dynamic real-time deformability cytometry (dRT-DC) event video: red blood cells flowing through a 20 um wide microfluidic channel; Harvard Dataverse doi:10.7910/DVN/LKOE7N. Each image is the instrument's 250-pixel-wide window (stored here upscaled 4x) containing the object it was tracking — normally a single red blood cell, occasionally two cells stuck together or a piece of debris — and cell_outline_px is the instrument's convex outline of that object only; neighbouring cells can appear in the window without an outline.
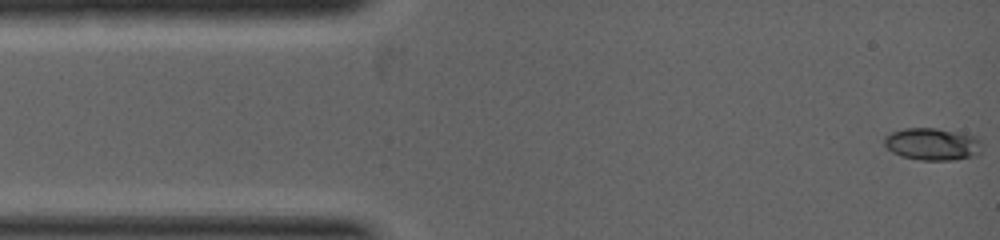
{"species": "common noctule bat (a hibernating species)", "species_latin": "Nyctalus noctula", "temperature_condition": "warm", "stored_images_in_passage": 3, "camera_frame_rate_fps": 5000, "um_per_image_px": 0.085, "animal": {"sex": "female", "body_mass_g": 19.0, "forearm_length_mm": 53.3}, "frame": {"image": 1, "passage_image": 1, "time_ms": 0.0, "image_size_px": [1000, 240], "cell_outline_px": [[980, 152], [976, 156], [952, 160], [920, 160], [900, 156], [892, 152], [884, 144], [884, 136], [892, 132], [904, 128], [936, 128], [976, 136], [980, 140]], "centroid_in_image_um": [79.23, 12.25], "position_along_channel_um": 5.8, "area_um2": 18.38}}
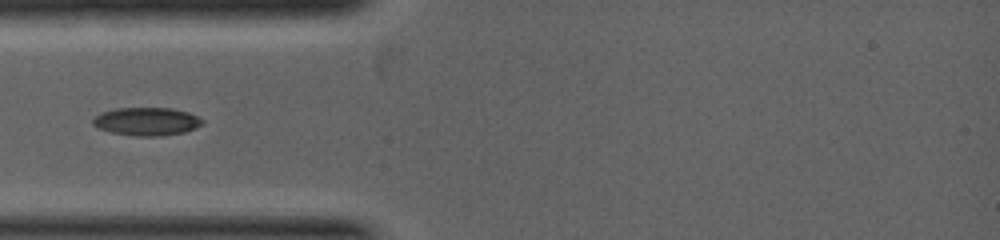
{"frame": {"image": 2, "passage_image": 3, "time_ms": 2.0, "image_size_px": [1000, 240], "cell_outline_px": [[204, 124], [196, 128], [184, 132], [160, 136], [136, 136], [112, 132], [96, 128], [92, 124], [92, 120], [100, 112], [116, 108], [172, 108], [188, 112], [204, 120]], "centroid_in_image_um": [12.46, 10.32], "position_along_channel_um": 72.5, "area_um2": 18.03}}